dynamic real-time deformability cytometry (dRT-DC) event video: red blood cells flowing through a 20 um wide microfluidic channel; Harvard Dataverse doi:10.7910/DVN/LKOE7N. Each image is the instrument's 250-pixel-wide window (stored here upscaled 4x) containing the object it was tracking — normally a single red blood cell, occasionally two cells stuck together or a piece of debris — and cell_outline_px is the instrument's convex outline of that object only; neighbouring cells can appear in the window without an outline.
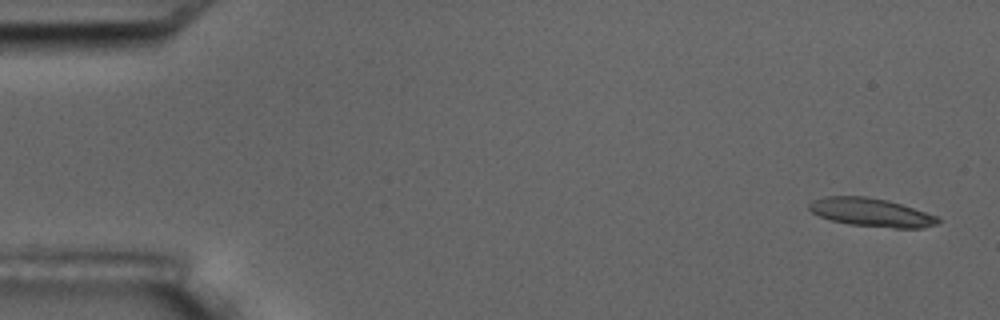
{"species": "common noctule bat (a hibernating species)", "species_latin": "Nyctalus noctula", "temperature_condition": "room temperature", "stored_images_in_passage": 7, "camera_frame_rate_fps": 3000, "um_per_image_px": 0.085, "animal": {"sex": "male", "body_mass_g": 17.5, "forearm_length_mm": 52.3}, "frame": {"image": 1, "passage_image": 1, "time_ms": 0.0, "image_size_px": [1000, 320], "cell_outline_px": [[940, 220], [936, 224], [924, 228], [892, 228], [848, 224], [832, 220], [820, 216], [812, 212], [808, 208], [808, 204], [812, 200], [824, 196], [864, 196], [888, 200], [936, 216]], "centroid_in_image_um": [74.01, 18.05], "position_along_channel_um": 11.0, "area_um2": 21.15}}
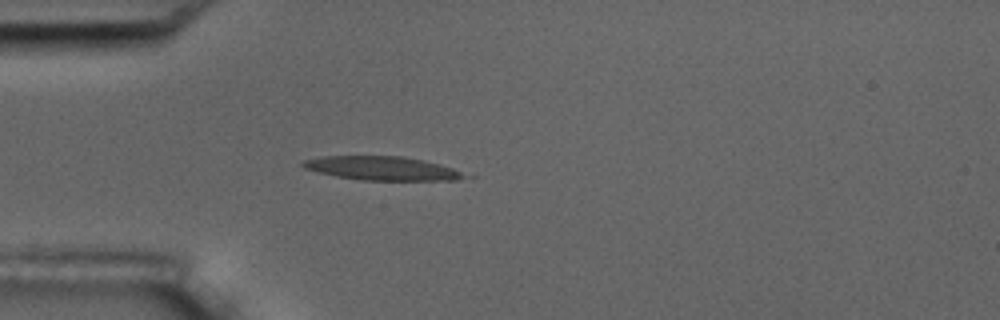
{"frame": {"image": 2, "passage_image": 5, "time_ms": 4.667, "image_size_px": [1000, 320], "cell_outline_px": [[476, 176], [460, 180], [360, 180], [336, 176], [316, 172], [304, 168], [300, 164], [304, 160], [320, 156], [400, 156], [424, 160], [440, 164]], "centroid_in_image_um": [32.54, 14.31], "position_along_channel_um": 52.5, "area_um2": 22.72}}